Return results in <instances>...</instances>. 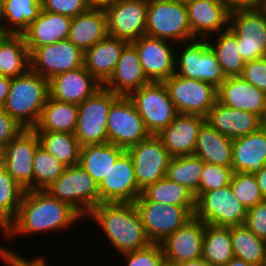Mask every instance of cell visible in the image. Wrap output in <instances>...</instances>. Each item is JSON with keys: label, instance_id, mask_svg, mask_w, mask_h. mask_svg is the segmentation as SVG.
Returning <instances> with one entry per match:
<instances>
[{"label": "cell", "instance_id": "cb8c5ba5", "mask_svg": "<svg viewBox=\"0 0 266 266\" xmlns=\"http://www.w3.org/2000/svg\"><path fill=\"white\" fill-rule=\"evenodd\" d=\"M217 100L228 107L263 116L266 110V93L240 76L227 77L217 88Z\"/></svg>", "mask_w": 266, "mask_h": 266}, {"label": "cell", "instance_id": "44dd1931", "mask_svg": "<svg viewBox=\"0 0 266 266\" xmlns=\"http://www.w3.org/2000/svg\"><path fill=\"white\" fill-rule=\"evenodd\" d=\"M185 5L194 38L206 39L229 27L230 11L220 0H193Z\"/></svg>", "mask_w": 266, "mask_h": 266}, {"label": "cell", "instance_id": "c3c4849f", "mask_svg": "<svg viewBox=\"0 0 266 266\" xmlns=\"http://www.w3.org/2000/svg\"><path fill=\"white\" fill-rule=\"evenodd\" d=\"M240 77L266 93V57L245 62Z\"/></svg>", "mask_w": 266, "mask_h": 266}, {"label": "cell", "instance_id": "6da1fadb", "mask_svg": "<svg viewBox=\"0 0 266 266\" xmlns=\"http://www.w3.org/2000/svg\"><path fill=\"white\" fill-rule=\"evenodd\" d=\"M78 221H83V217L68 203L56 199L45 190H26L17 215L10 222L6 242L20 236L68 231Z\"/></svg>", "mask_w": 266, "mask_h": 266}, {"label": "cell", "instance_id": "f6af8a7d", "mask_svg": "<svg viewBox=\"0 0 266 266\" xmlns=\"http://www.w3.org/2000/svg\"><path fill=\"white\" fill-rule=\"evenodd\" d=\"M233 173L231 167L205 162L200 175L198 197L204 192L230 185Z\"/></svg>", "mask_w": 266, "mask_h": 266}, {"label": "cell", "instance_id": "4dcf8cb0", "mask_svg": "<svg viewBox=\"0 0 266 266\" xmlns=\"http://www.w3.org/2000/svg\"><path fill=\"white\" fill-rule=\"evenodd\" d=\"M232 141L205 121L198 132L194 155L204 162L232 168Z\"/></svg>", "mask_w": 266, "mask_h": 266}, {"label": "cell", "instance_id": "d6986e66", "mask_svg": "<svg viewBox=\"0 0 266 266\" xmlns=\"http://www.w3.org/2000/svg\"><path fill=\"white\" fill-rule=\"evenodd\" d=\"M39 146L33 129L22 130L6 145L4 168L24 190H33V161Z\"/></svg>", "mask_w": 266, "mask_h": 266}, {"label": "cell", "instance_id": "ee69618b", "mask_svg": "<svg viewBox=\"0 0 266 266\" xmlns=\"http://www.w3.org/2000/svg\"><path fill=\"white\" fill-rule=\"evenodd\" d=\"M230 185L235 197L247 210L264 200L254 174L234 172Z\"/></svg>", "mask_w": 266, "mask_h": 266}, {"label": "cell", "instance_id": "277c9868", "mask_svg": "<svg viewBox=\"0 0 266 266\" xmlns=\"http://www.w3.org/2000/svg\"><path fill=\"white\" fill-rule=\"evenodd\" d=\"M175 49L176 75L207 82L216 88L227 78L206 39L177 43Z\"/></svg>", "mask_w": 266, "mask_h": 266}, {"label": "cell", "instance_id": "7bdbcfd3", "mask_svg": "<svg viewBox=\"0 0 266 266\" xmlns=\"http://www.w3.org/2000/svg\"><path fill=\"white\" fill-rule=\"evenodd\" d=\"M25 191L4 167L0 168V214L9 223L16 217Z\"/></svg>", "mask_w": 266, "mask_h": 266}, {"label": "cell", "instance_id": "8fae6325", "mask_svg": "<svg viewBox=\"0 0 266 266\" xmlns=\"http://www.w3.org/2000/svg\"><path fill=\"white\" fill-rule=\"evenodd\" d=\"M151 243H160L190 220L196 206H177L153 201L134 202Z\"/></svg>", "mask_w": 266, "mask_h": 266}, {"label": "cell", "instance_id": "f35d334b", "mask_svg": "<svg viewBox=\"0 0 266 266\" xmlns=\"http://www.w3.org/2000/svg\"><path fill=\"white\" fill-rule=\"evenodd\" d=\"M3 28L21 34L39 15L41 0H3Z\"/></svg>", "mask_w": 266, "mask_h": 266}, {"label": "cell", "instance_id": "e0dca14e", "mask_svg": "<svg viewBox=\"0 0 266 266\" xmlns=\"http://www.w3.org/2000/svg\"><path fill=\"white\" fill-rule=\"evenodd\" d=\"M148 0H120L105 10L108 35L128 43L145 35Z\"/></svg>", "mask_w": 266, "mask_h": 266}, {"label": "cell", "instance_id": "2e32d148", "mask_svg": "<svg viewBox=\"0 0 266 266\" xmlns=\"http://www.w3.org/2000/svg\"><path fill=\"white\" fill-rule=\"evenodd\" d=\"M131 44L136 48L140 64L150 81L163 82L175 74L176 43L142 35Z\"/></svg>", "mask_w": 266, "mask_h": 266}, {"label": "cell", "instance_id": "db71d44e", "mask_svg": "<svg viewBox=\"0 0 266 266\" xmlns=\"http://www.w3.org/2000/svg\"><path fill=\"white\" fill-rule=\"evenodd\" d=\"M120 0H87L90 9L106 10L116 5Z\"/></svg>", "mask_w": 266, "mask_h": 266}, {"label": "cell", "instance_id": "8d00e7d4", "mask_svg": "<svg viewBox=\"0 0 266 266\" xmlns=\"http://www.w3.org/2000/svg\"><path fill=\"white\" fill-rule=\"evenodd\" d=\"M136 201H153L177 206H196L194 194L166 176L142 190Z\"/></svg>", "mask_w": 266, "mask_h": 266}, {"label": "cell", "instance_id": "f1b7e54d", "mask_svg": "<svg viewBox=\"0 0 266 266\" xmlns=\"http://www.w3.org/2000/svg\"><path fill=\"white\" fill-rule=\"evenodd\" d=\"M266 164V130L238 137L232 141L233 172L255 174Z\"/></svg>", "mask_w": 266, "mask_h": 266}, {"label": "cell", "instance_id": "83f0119b", "mask_svg": "<svg viewBox=\"0 0 266 266\" xmlns=\"http://www.w3.org/2000/svg\"><path fill=\"white\" fill-rule=\"evenodd\" d=\"M127 41L107 35L84 52L83 65L102 85L112 76Z\"/></svg>", "mask_w": 266, "mask_h": 266}, {"label": "cell", "instance_id": "7dc6e473", "mask_svg": "<svg viewBox=\"0 0 266 266\" xmlns=\"http://www.w3.org/2000/svg\"><path fill=\"white\" fill-rule=\"evenodd\" d=\"M41 9L74 18L89 6L87 0H41Z\"/></svg>", "mask_w": 266, "mask_h": 266}, {"label": "cell", "instance_id": "4fadbf2b", "mask_svg": "<svg viewBox=\"0 0 266 266\" xmlns=\"http://www.w3.org/2000/svg\"><path fill=\"white\" fill-rule=\"evenodd\" d=\"M107 130L108 142L125 151L150 135L134 104L126 96H119L112 103L107 116Z\"/></svg>", "mask_w": 266, "mask_h": 266}, {"label": "cell", "instance_id": "d6a6232c", "mask_svg": "<svg viewBox=\"0 0 266 266\" xmlns=\"http://www.w3.org/2000/svg\"><path fill=\"white\" fill-rule=\"evenodd\" d=\"M124 151L109 142L85 145L80 149L79 165L99 185Z\"/></svg>", "mask_w": 266, "mask_h": 266}, {"label": "cell", "instance_id": "d4e9b609", "mask_svg": "<svg viewBox=\"0 0 266 266\" xmlns=\"http://www.w3.org/2000/svg\"><path fill=\"white\" fill-rule=\"evenodd\" d=\"M149 82L151 81L143 71L136 48L128 43L121 52L112 76L103 86L118 96L128 97Z\"/></svg>", "mask_w": 266, "mask_h": 266}, {"label": "cell", "instance_id": "9c48e42d", "mask_svg": "<svg viewBox=\"0 0 266 266\" xmlns=\"http://www.w3.org/2000/svg\"><path fill=\"white\" fill-rule=\"evenodd\" d=\"M247 209L235 197L231 185L202 193L196 199L194 216L213 226L244 225Z\"/></svg>", "mask_w": 266, "mask_h": 266}, {"label": "cell", "instance_id": "603a6c76", "mask_svg": "<svg viewBox=\"0 0 266 266\" xmlns=\"http://www.w3.org/2000/svg\"><path fill=\"white\" fill-rule=\"evenodd\" d=\"M205 121L206 118L199 115L178 114L157 135L171 157L193 155L199 129Z\"/></svg>", "mask_w": 266, "mask_h": 266}, {"label": "cell", "instance_id": "7c38bea8", "mask_svg": "<svg viewBox=\"0 0 266 266\" xmlns=\"http://www.w3.org/2000/svg\"><path fill=\"white\" fill-rule=\"evenodd\" d=\"M179 114L207 117L217 102V88L210 83L173 74L163 81Z\"/></svg>", "mask_w": 266, "mask_h": 266}, {"label": "cell", "instance_id": "91938a15", "mask_svg": "<svg viewBox=\"0 0 266 266\" xmlns=\"http://www.w3.org/2000/svg\"><path fill=\"white\" fill-rule=\"evenodd\" d=\"M224 266H252L250 263L237 258V257H233L227 264H225Z\"/></svg>", "mask_w": 266, "mask_h": 266}, {"label": "cell", "instance_id": "11a10c76", "mask_svg": "<svg viewBox=\"0 0 266 266\" xmlns=\"http://www.w3.org/2000/svg\"><path fill=\"white\" fill-rule=\"evenodd\" d=\"M11 84V78L0 75V108L4 105L7 95L9 93V88Z\"/></svg>", "mask_w": 266, "mask_h": 266}, {"label": "cell", "instance_id": "94428289", "mask_svg": "<svg viewBox=\"0 0 266 266\" xmlns=\"http://www.w3.org/2000/svg\"><path fill=\"white\" fill-rule=\"evenodd\" d=\"M5 159H6V145L0 144V168L4 167Z\"/></svg>", "mask_w": 266, "mask_h": 266}, {"label": "cell", "instance_id": "60d3db41", "mask_svg": "<svg viewBox=\"0 0 266 266\" xmlns=\"http://www.w3.org/2000/svg\"><path fill=\"white\" fill-rule=\"evenodd\" d=\"M201 158L193 155L172 157L169 161L166 177L185 186L198 198L200 175L204 166Z\"/></svg>", "mask_w": 266, "mask_h": 266}, {"label": "cell", "instance_id": "ffe728a7", "mask_svg": "<svg viewBox=\"0 0 266 266\" xmlns=\"http://www.w3.org/2000/svg\"><path fill=\"white\" fill-rule=\"evenodd\" d=\"M204 232L205 223L193 216L160 242L165 260L182 263L201 258Z\"/></svg>", "mask_w": 266, "mask_h": 266}, {"label": "cell", "instance_id": "7402d4cb", "mask_svg": "<svg viewBox=\"0 0 266 266\" xmlns=\"http://www.w3.org/2000/svg\"><path fill=\"white\" fill-rule=\"evenodd\" d=\"M103 85L83 66L49 80V96L60 102L79 105Z\"/></svg>", "mask_w": 266, "mask_h": 266}, {"label": "cell", "instance_id": "003e7915", "mask_svg": "<svg viewBox=\"0 0 266 266\" xmlns=\"http://www.w3.org/2000/svg\"><path fill=\"white\" fill-rule=\"evenodd\" d=\"M261 8H262V9L265 11V13H266V0H263V1H262Z\"/></svg>", "mask_w": 266, "mask_h": 266}, {"label": "cell", "instance_id": "be15d7a7", "mask_svg": "<svg viewBox=\"0 0 266 266\" xmlns=\"http://www.w3.org/2000/svg\"><path fill=\"white\" fill-rule=\"evenodd\" d=\"M261 128L266 130V110H265L263 116L261 117Z\"/></svg>", "mask_w": 266, "mask_h": 266}, {"label": "cell", "instance_id": "4316f807", "mask_svg": "<svg viewBox=\"0 0 266 266\" xmlns=\"http://www.w3.org/2000/svg\"><path fill=\"white\" fill-rule=\"evenodd\" d=\"M71 21L68 16L41 9L38 17L21 33L29 53L37 47L67 40Z\"/></svg>", "mask_w": 266, "mask_h": 266}, {"label": "cell", "instance_id": "bcb514c9", "mask_svg": "<svg viewBox=\"0 0 266 266\" xmlns=\"http://www.w3.org/2000/svg\"><path fill=\"white\" fill-rule=\"evenodd\" d=\"M125 258L124 266H160L163 260V251L160 243H151L146 248L121 255Z\"/></svg>", "mask_w": 266, "mask_h": 266}, {"label": "cell", "instance_id": "ba28073f", "mask_svg": "<svg viewBox=\"0 0 266 266\" xmlns=\"http://www.w3.org/2000/svg\"><path fill=\"white\" fill-rule=\"evenodd\" d=\"M128 98L150 134L157 135L179 114L163 82L151 81Z\"/></svg>", "mask_w": 266, "mask_h": 266}, {"label": "cell", "instance_id": "b9f144b4", "mask_svg": "<svg viewBox=\"0 0 266 266\" xmlns=\"http://www.w3.org/2000/svg\"><path fill=\"white\" fill-rule=\"evenodd\" d=\"M65 168L56 157L39 146L33 161V190H45L60 177Z\"/></svg>", "mask_w": 266, "mask_h": 266}, {"label": "cell", "instance_id": "f907efd6", "mask_svg": "<svg viewBox=\"0 0 266 266\" xmlns=\"http://www.w3.org/2000/svg\"><path fill=\"white\" fill-rule=\"evenodd\" d=\"M39 256L28 259L24 255L17 254L16 250H11L7 246L0 244V260L5 262V264L7 263L6 266H51L45 256Z\"/></svg>", "mask_w": 266, "mask_h": 266}, {"label": "cell", "instance_id": "5bb4252c", "mask_svg": "<svg viewBox=\"0 0 266 266\" xmlns=\"http://www.w3.org/2000/svg\"><path fill=\"white\" fill-rule=\"evenodd\" d=\"M126 151L132 158L135 178L141 191L166 176L172 157L158 135L150 134Z\"/></svg>", "mask_w": 266, "mask_h": 266}, {"label": "cell", "instance_id": "f5cc1de1", "mask_svg": "<svg viewBox=\"0 0 266 266\" xmlns=\"http://www.w3.org/2000/svg\"><path fill=\"white\" fill-rule=\"evenodd\" d=\"M231 12L239 9H255L262 5L263 0H220Z\"/></svg>", "mask_w": 266, "mask_h": 266}, {"label": "cell", "instance_id": "816d5d0a", "mask_svg": "<svg viewBox=\"0 0 266 266\" xmlns=\"http://www.w3.org/2000/svg\"><path fill=\"white\" fill-rule=\"evenodd\" d=\"M25 128L0 108V144L7 145Z\"/></svg>", "mask_w": 266, "mask_h": 266}, {"label": "cell", "instance_id": "ab89813d", "mask_svg": "<svg viewBox=\"0 0 266 266\" xmlns=\"http://www.w3.org/2000/svg\"><path fill=\"white\" fill-rule=\"evenodd\" d=\"M40 146L66 167L79 164L80 149L74 133L36 132Z\"/></svg>", "mask_w": 266, "mask_h": 266}, {"label": "cell", "instance_id": "680465c9", "mask_svg": "<svg viewBox=\"0 0 266 266\" xmlns=\"http://www.w3.org/2000/svg\"><path fill=\"white\" fill-rule=\"evenodd\" d=\"M179 266H215L210 262L205 261L202 257L196 260L178 263Z\"/></svg>", "mask_w": 266, "mask_h": 266}, {"label": "cell", "instance_id": "30bf717a", "mask_svg": "<svg viewBox=\"0 0 266 266\" xmlns=\"http://www.w3.org/2000/svg\"><path fill=\"white\" fill-rule=\"evenodd\" d=\"M229 27L237 36L245 62L266 57V13L261 7L231 11Z\"/></svg>", "mask_w": 266, "mask_h": 266}, {"label": "cell", "instance_id": "9a60e30c", "mask_svg": "<svg viewBox=\"0 0 266 266\" xmlns=\"http://www.w3.org/2000/svg\"><path fill=\"white\" fill-rule=\"evenodd\" d=\"M84 52L70 40L37 47L30 54V69L50 80L54 76L83 66Z\"/></svg>", "mask_w": 266, "mask_h": 266}, {"label": "cell", "instance_id": "3957f363", "mask_svg": "<svg viewBox=\"0 0 266 266\" xmlns=\"http://www.w3.org/2000/svg\"><path fill=\"white\" fill-rule=\"evenodd\" d=\"M48 96L49 80L29 69L25 74L11 78L2 109L25 129H33Z\"/></svg>", "mask_w": 266, "mask_h": 266}, {"label": "cell", "instance_id": "d590c367", "mask_svg": "<svg viewBox=\"0 0 266 266\" xmlns=\"http://www.w3.org/2000/svg\"><path fill=\"white\" fill-rule=\"evenodd\" d=\"M230 234L234 257L252 266L266 264V240L257 237L245 224L230 226Z\"/></svg>", "mask_w": 266, "mask_h": 266}, {"label": "cell", "instance_id": "6125c7cd", "mask_svg": "<svg viewBox=\"0 0 266 266\" xmlns=\"http://www.w3.org/2000/svg\"><path fill=\"white\" fill-rule=\"evenodd\" d=\"M3 0H0V28H3Z\"/></svg>", "mask_w": 266, "mask_h": 266}, {"label": "cell", "instance_id": "1f68e13d", "mask_svg": "<svg viewBox=\"0 0 266 266\" xmlns=\"http://www.w3.org/2000/svg\"><path fill=\"white\" fill-rule=\"evenodd\" d=\"M78 105L57 101L50 96L42 109L35 132L74 133L77 127Z\"/></svg>", "mask_w": 266, "mask_h": 266}, {"label": "cell", "instance_id": "6f0895ef", "mask_svg": "<svg viewBox=\"0 0 266 266\" xmlns=\"http://www.w3.org/2000/svg\"><path fill=\"white\" fill-rule=\"evenodd\" d=\"M10 232V223L0 214V236L2 238H6L5 240L8 239Z\"/></svg>", "mask_w": 266, "mask_h": 266}, {"label": "cell", "instance_id": "9f6ffc18", "mask_svg": "<svg viewBox=\"0 0 266 266\" xmlns=\"http://www.w3.org/2000/svg\"><path fill=\"white\" fill-rule=\"evenodd\" d=\"M254 176L257 180L262 196L264 197V199H266V164L260 171L255 173Z\"/></svg>", "mask_w": 266, "mask_h": 266}, {"label": "cell", "instance_id": "03108f58", "mask_svg": "<svg viewBox=\"0 0 266 266\" xmlns=\"http://www.w3.org/2000/svg\"><path fill=\"white\" fill-rule=\"evenodd\" d=\"M8 34V32L4 28H0V42L4 39V37Z\"/></svg>", "mask_w": 266, "mask_h": 266}, {"label": "cell", "instance_id": "836d02e7", "mask_svg": "<svg viewBox=\"0 0 266 266\" xmlns=\"http://www.w3.org/2000/svg\"><path fill=\"white\" fill-rule=\"evenodd\" d=\"M30 69V53L22 34L8 33L0 42V75L14 78Z\"/></svg>", "mask_w": 266, "mask_h": 266}, {"label": "cell", "instance_id": "52a82bcc", "mask_svg": "<svg viewBox=\"0 0 266 266\" xmlns=\"http://www.w3.org/2000/svg\"><path fill=\"white\" fill-rule=\"evenodd\" d=\"M118 97L102 86L78 105L77 127L74 135L81 147L108 142L107 116L112 103Z\"/></svg>", "mask_w": 266, "mask_h": 266}, {"label": "cell", "instance_id": "484cf974", "mask_svg": "<svg viewBox=\"0 0 266 266\" xmlns=\"http://www.w3.org/2000/svg\"><path fill=\"white\" fill-rule=\"evenodd\" d=\"M206 121L220 134L230 139L248 135L261 128L259 115L228 107L218 100L210 109Z\"/></svg>", "mask_w": 266, "mask_h": 266}, {"label": "cell", "instance_id": "a7ac6f4b", "mask_svg": "<svg viewBox=\"0 0 266 266\" xmlns=\"http://www.w3.org/2000/svg\"><path fill=\"white\" fill-rule=\"evenodd\" d=\"M179 1H181V2H183V3H187V2H189V1H193V0H179Z\"/></svg>", "mask_w": 266, "mask_h": 266}, {"label": "cell", "instance_id": "e575fe53", "mask_svg": "<svg viewBox=\"0 0 266 266\" xmlns=\"http://www.w3.org/2000/svg\"><path fill=\"white\" fill-rule=\"evenodd\" d=\"M226 77L240 76L245 61L239 54L238 39L230 27L206 38Z\"/></svg>", "mask_w": 266, "mask_h": 266}, {"label": "cell", "instance_id": "7a4b0ae2", "mask_svg": "<svg viewBox=\"0 0 266 266\" xmlns=\"http://www.w3.org/2000/svg\"><path fill=\"white\" fill-rule=\"evenodd\" d=\"M87 217L103 231L118 257L151 244L134 203H100Z\"/></svg>", "mask_w": 266, "mask_h": 266}, {"label": "cell", "instance_id": "ac0fdd59", "mask_svg": "<svg viewBox=\"0 0 266 266\" xmlns=\"http://www.w3.org/2000/svg\"><path fill=\"white\" fill-rule=\"evenodd\" d=\"M100 203H134L141 195L132 158L124 151L98 185Z\"/></svg>", "mask_w": 266, "mask_h": 266}, {"label": "cell", "instance_id": "681fc988", "mask_svg": "<svg viewBox=\"0 0 266 266\" xmlns=\"http://www.w3.org/2000/svg\"><path fill=\"white\" fill-rule=\"evenodd\" d=\"M245 225L257 237L266 240V199L247 210Z\"/></svg>", "mask_w": 266, "mask_h": 266}, {"label": "cell", "instance_id": "5b68a950", "mask_svg": "<svg viewBox=\"0 0 266 266\" xmlns=\"http://www.w3.org/2000/svg\"><path fill=\"white\" fill-rule=\"evenodd\" d=\"M51 196L68 203L84 219L100 204L98 184L79 164L66 167L46 189Z\"/></svg>", "mask_w": 266, "mask_h": 266}, {"label": "cell", "instance_id": "f546056e", "mask_svg": "<svg viewBox=\"0 0 266 266\" xmlns=\"http://www.w3.org/2000/svg\"><path fill=\"white\" fill-rule=\"evenodd\" d=\"M108 35L105 10L88 9L72 18L68 40L85 52Z\"/></svg>", "mask_w": 266, "mask_h": 266}, {"label": "cell", "instance_id": "e7e4bbea", "mask_svg": "<svg viewBox=\"0 0 266 266\" xmlns=\"http://www.w3.org/2000/svg\"><path fill=\"white\" fill-rule=\"evenodd\" d=\"M160 266H179V264L178 263L169 262V261L164 259Z\"/></svg>", "mask_w": 266, "mask_h": 266}, {"label": "cell", "instance_id": "74e56055", "mask_svg": "<svg viewBox=\"0 0 266 266\" xmlns=\"http://www.w3.org/2000/svg\"><path fill=\"white\" fill-rule=\"evenodd\" d=\"M233 257L230 226L224 227L205 224L202 258L215 266H224Z\"/></svg>", "mask_w": 266, "mask_h": 266}, {"label": "cell", "instance_id": "8992f818", "mask_svg": "<svg viewBox=\"0 0 266 266\" xmlns=\"http://www.w3.org/2000/svg\"><path fill=\"white\" fill-rule=\"evenodd\" d=\"M145 35L176 44L195 39L185 3L179 0H148Z\"/></svg>", "mask_w": 266, "mask_h": 266}]
</instances>
